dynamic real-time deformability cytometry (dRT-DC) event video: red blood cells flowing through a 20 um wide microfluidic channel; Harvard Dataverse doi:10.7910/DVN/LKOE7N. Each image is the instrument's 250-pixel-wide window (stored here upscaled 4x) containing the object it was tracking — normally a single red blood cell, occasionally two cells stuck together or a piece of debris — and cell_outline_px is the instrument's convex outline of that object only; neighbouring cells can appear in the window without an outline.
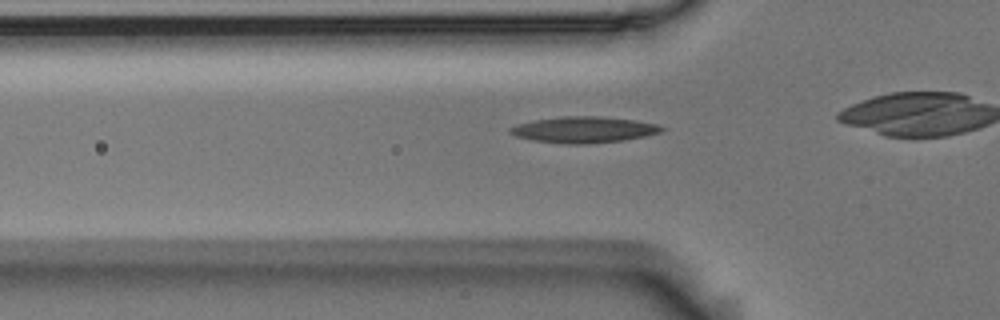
{"species": "Egyptian fruit bat (a non-hibernating species)", "species_latin": "Rousettus aegyptiacus", "temperature_condition": "room temperature", "stored_images_in_passage": 29, "camera_frame_rate_fps": 3000, "um_per_image_px": 0.085, "animal": {"sex": "male"}, "frame": {"image": 1, "passage_image": 4, "time_ms": 1.0, "image_size_px": [1000, 320], "cell_outline_px": [[664, 128], [660, 132], [644, 136], [624, 140], [588, 144], [568, 144], [532, 140], [516, 136], [508, 132], [508, 128], [516, 124], [536, 120], [560, 116], [600, 116], [636, 120], [656, 124]], "centroid_in_image_um": [49.59, 11.02], "position_along_channel_um": 76.2, "area_um2": 23.06}}
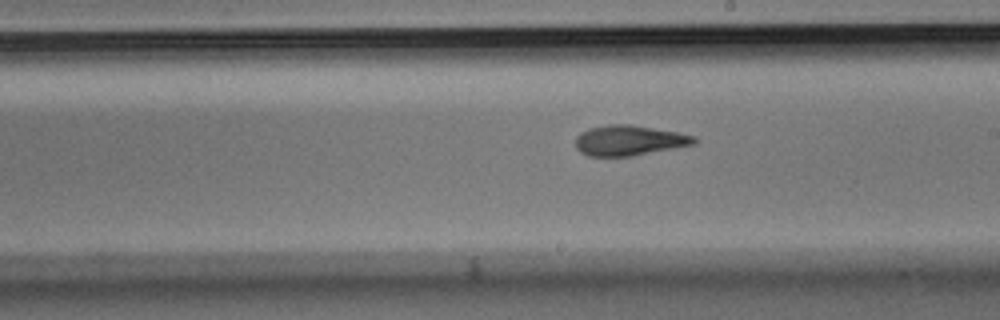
{"frame": {"image": 2, "passage_image": 17, "time_ms": 5.333, "image_size_px": [1000, 320], "cell_outline_px": [[700, 140], [696, 144], [632, 156], [588, 156], [580, 152], [576, 148], [576, 136], [580, 132], [588, 128], [608, 124], [632, 124], [676, 132], [696, 136]], "centroid_in_image_um": [53.49, 11.93], "position_along_channel_um": 235.5, "area_um2": 21.15}}
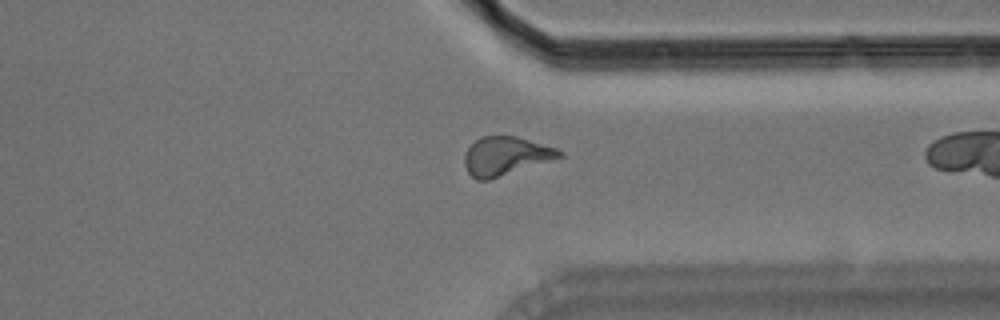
{"frame": {"image": 3, "passage_image": 28, "time_ms": 9.0, "image_size_px": [1000, 320], "cell_outline_px": [[564, 156], [488, 180], [476, 180], [468, 172], [464, 164], [464, 156], [468, 148], [480, 136], [516, 136], [556, 148], [564, 152]], "centroid_in_image_um": [42.97, 13.26], "position_along_channel_um": 368.4, "area_um2": 21.1}}